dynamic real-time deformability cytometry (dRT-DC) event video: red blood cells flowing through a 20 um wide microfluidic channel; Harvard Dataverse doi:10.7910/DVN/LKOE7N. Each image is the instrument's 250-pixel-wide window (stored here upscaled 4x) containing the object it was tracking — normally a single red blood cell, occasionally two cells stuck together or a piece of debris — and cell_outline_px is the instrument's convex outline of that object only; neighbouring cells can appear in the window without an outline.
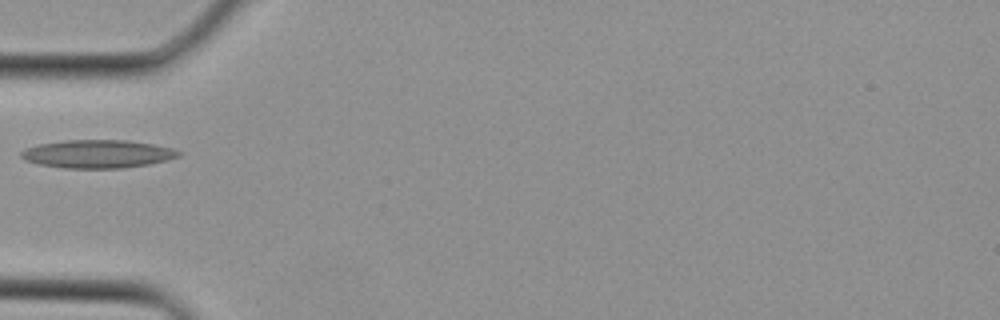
{"species": "Egyptian fruit bat (a non-hibernating species)", "species_latin": "Rousettus aegyptiacus", "temperature_condition": "cold", "stored_images_in_passage": 1, "camera_frame_rate_fps": 3000, "um_per_image_px": 0.085, "animal": {"sex": "female"}, "frame": {"image": 1, "passage_image": 1, "time_ms": 0.0, "image_size_px": [1000, 320], "cell_outline_px": [[180, 156], [168, 160], [148, 164], [124, 168], [64, 168], [40, 164], [24, 160], [20, 156], [20, 152], [36, 144], [64, 140], [128, 140], [152, 144], [172, 148], [180, 152]], "centroid_in_image_um": [8.28, 13.08], "position_along_channel_um": 76.7, "area_um2": 25.84}}